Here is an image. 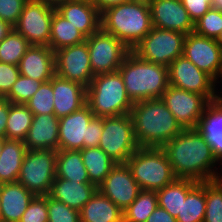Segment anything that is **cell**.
<instances>
[{
	"label": "cell",
	"instance_id": "obj_1",
	"mask_svg": "<svg viewBox=\"0 0 222 222\" xmlns=\"http://www.w3.org/2000/svg\"><path fill=\"white\" fill-rule=\"evenodd\" d=\"M162 149L177 178H189L198 182L222 178L212 169L218 162L212 147L197 129H184Z\"/></svg>",
	"mask_w": 222,
	"mask_h": 222
},
{
	"label": "cell",
	"instance_id": "obj_2",
	"mask_svg": "<svg viewBox=\"0 0 222 222\" xmlns=\"http://www.w3.org/2000/svg\"><path fill=\"white\" fill-rule=\"evenodd\" d=\"M130 115L139 147L162 148L184 130L161 99L135 102Z\"/></svg>",
	"mask_w": 222,
	"mask_h": 222
},
{
	"label": "cell",
	"instance_id": "obj_3",
	"mask_svg": "<svg viewBox=\"0 0 222 222\" xmlns=\"http://www.w3.org/2000/svg\"><path fill=\"white\" fill-rule=\"evenodd\" d=\"M101 29L122 41L131 51L151 31L148 0H130L104 9Z\"/></svg>",
	"mask_w": 222,
	"mask_h": 222
},
{
	"label": "cell",
	"instance_id": "obj_4",
	"mask_svg": "<svg viewBox=\"0 0 222 222\" xmlns=\"http://www.w3.org/2000/svg\"><path fill=\"white\" fill-rule=\"evenodd\" d=\"M118 71L133 103L161 99L169 86L168 67L145 61L130 51Z\"/></svg>",
	"mask_w": 222,
	"mask_h": 222
},
{
	"label": "cell",
	"instance_id": "obj_5",
	"mask_svg": "<svg viewBox=\"0 0 222 222\" xmlns=\"http://www.w3.org/2000/svg\"><path fill=\"white\" fill-rule=\"evenodd\" d=\"M86 104L96 117L130 114L134 105L119 71L95 75L86 88Z\"/></svg>",
	"mask_w": 222,
	"mask_h": 222
},
{
	"label": "cell",
	"instance_id": "obj_6",
	"mask_svg": "<svg viewBox=\"0 0 222 222\" xmlns=\"http://www.w3.org/2000/svg\"><path fill=\"white\" fill-rule=\"evenodd\" d=\"M126 164L141 190L157 191L177 178L162 148L139 147Z\"/></svg>",
	"mask_w": 222,
	"mask_h": 222
},
{
	"label": "cell",
	"instance_id": "obj_7",
	"mask_svg": "<svg viewBox=\"0 0 222 222\" xmlns=\"http://www.w3.org/2000/svg\"><path fill=\"white\" fill-rule=\"evenodd\" d=\"M57 151L52 149L27 150L18 182L35 196L48 195L56 177Z\"/></svg>",
	"mask_w": 222,
	"mask_h": 222
},
{
	"label": "cell",
	"instance_id": "obj_8",
	"mask_svg": "<svg viewBox=\"0 0 222 222\" xmlns=\"http://www.w3.org/2000/svg\"><path fill=\"white\" fill-rule=\"evenodd\" d=\"M98 147L116 163H126L139 148L131 115L103 117V131Z\"/></svg>",
	"mask_w": 222,
	"mask_h": 222
},
{
	"label": "cell",
	"instance_id": "obj_9",
	"mask_svg": "<svg viewBox=\"0 0 222 222\" xmlns=\"http://www.w3.org/2000/svg\"><path fill=\"white\" fill-rule=\"evenodd\" d=\"M185 37V34L177 31L152 27L132 52L145 61L168 67L183 55Z\"/></svg>",
	"mask_w": 222,
	"mask_h": 222
},
{
	"label": "cell",
	"instance_id": "obj_10",
	"mask_svg": "<svg viewBox=\"0 0 222 222\" xmlns=\"http://www.w3.org/2000/svg\"><path fill=\"white\" fill-rule=\"evenodd\" d=\"M94 75L118 71L126 55L131 51L122 41L101 28L86 38Z\"/></svg>",
	"mask_w": 222,
	"mask_h": 222
},
{
	"label": "cell",
	"instance_id": "obj_11",
	"mask_svg": "<svg viewBox=\"0 0 222 222\" xmlns=\"http://www.w3.org/2000/svg\"><path fill=\"white\" fill-rule=\"evenodd\" d=\"M54 10L55 7L44 2L29 0L14 29L31 45L49 46Z\"/></svg>",
	"mask_w": 222,
	"mask_h": 222
},
{
	"label": "cell",
	"instance_id": "obj_12",
	"mask_svg": "<svg viewBox=\"0 0 222 222\" xmlns=\"http://www.w3.org/2000/svg\"><path fill=\"white\" fill-rule=\"evenodd\" d=\"M161 100L183 129H196L210 101L203 95L168 86Z\"/></svg>",
	"mask_w": 222,
	"mask_h": 222
},
{
	"label": "cell",
	"instance_id": "obj_13",
	"mask_svg": "<svg viewBox=\"0 0 222 222\" xmlns=\"http://www.w3.org/2000/svg\"><path fill=\"white\" fill-rule=\"evenodd\" d=\"M169 85L201 94L210 102L218 99L215 81L183 55L168 66Z\"/></svg>",
	"mask_w": 222,
	"mask_h": 222
},
{
	"label": "cell",
	"instance_id": "obj_14",
	"mask_svg": "<svg viewBox=\"0 0 222 222\" xmlns=\"http://www.w3.org/2000/svg\"><path fill=\"white\" fill-rule=\"evenodd\" d=\"M183 56L208 74L215 82L222 77V48L216 39L191 32L186 35Z\"/></svg>",
	"mask_w": 222,
	"mask_h": 222
},
{
	"label": "cell",
	"instance_id": "obj_15",
	"mask_svg": "<svg viewBox=\"0 0 222 222\" xmlns=\"http://www.w3.org/2000/svg\"><path fill=\"white\" fill-rule=\"evenodd\" d=\"M55 53V74L87 88L95 76L91 70L87 42L61 48Z\"/></svg>",
	"mask_w": 222,
	"mask_h": 222
},
{
	"label": "cell",
	"instance_id": "obj_16",
	"mask_svg": "<svg viewBox=\"0 0 222 222\" xmlns=\"http://www.w3.org/2000/svg\"><path fill=\"white\" fill-rule=\"evenodd\" d=\"M98 190L124 211L138 196L140 186L126 163H116Z\"/></svg>",
	"mask_w": 222,
	"mask_h": 222
},
{
	"label": "cell",
	"instance_id": "obj_17",
	"mask_svg": "<svg viewBox=\"0 0 222 222\" xmlns=\"http://www.w3.org/2000/svg\"><path fill=\"white\" fill-rule=\"evenodd\" d=\"M152 26L185 35L194 32V23L181 0H148Z\"/></svg>",
	"mask_w": 222,
	"mask_h": 222
},
{
	"label": "cell",
	"instance_id": "obj_18",
	"mask_svg": "<svg viewBox=\"0 0 222 222\" xmlns=\"http://www.w3.org/2000/svg\"><path fill=\"white\" fill-rule=\"evenodd\" d=\"M94 116L85 104L79 110L60 118L58 150H82L87 126Z\"/></svg>",
	"mask_w": 222,
	"mask_h": 222
},
{
	"label": "cell",
	"instance_id": "obj_19",
	"mask_svg": "<svg viewBox=\"0 0 222 222\" xmlns=\"http://www.w3.org/2000/svg\"><path fill=\"white\" fill-rule=\"evenodd\" d=\"M55 10L87 38L101 28V12L89 0H66Z\"/></svg>",
	"mask_w": 222,
	"mask_h": 222
},
{
	"label": "cell",
	"instance_id": "obj_20",
	"mask_svg": "<svg viewBox=\"0 0 222 222\" xmlns=\"http://www.w3.org/2000/svg\"><path fill=\"white\" fill-rule=\"evenodd\" d=\"M18 68L20 75L47 82L55 75V53L49 46L31 45Z\"/></svg>",
	"mask_w": 222,
	"mask_h": 222
},
{
	"label": "cell",
	"instance_id": "obj_21",
	"mask_svg": "<svg viewBox=\"0 0 222 222\" xmlns=\"http://www.w3.org/2000/svg\"><path fill=\"white\" fill-rule=\"evenodd\" d=\"M54 93V114L60 119L86 104V88L81 84L54 75L51 78Z\"/></svg>",
	"mask_w": 222,
	"mask_h": 222
},
{
	"label": "cell",
	"instance_id": "obj_22",
	"mask_svg": "<svg viewBox=\"0 0 222 222\" xmlns=\"http://www.w3.org/2000/svg\"><path fill=\"white\" fill-rule=\"evenodd\" d=\"M59 118L55 114L34 115L24 140L27 150L52 149L58 151Z\"/></svg>",
	"mask_w": 222,
	"mask_h": 222
},
{
	"label": "cell",
	"instance_id": "obj_23",
	"mask_svg": "<svg viewBox=\"0 0 222 222\" xmlns=\"http://www.w3.org/2000/svg\"><path fill=\"white\" fill-rule=\"evenodd\" d=\"M34 196L18 181L0 184V222H19Z\"/></svg>",
	"mask_w": 222,
	"mask_h": 222
},
{
	"label": "cell",
	"instance_id": "obj_24",
	"mask_svg": "<svg viewBox=\"0 0 222 222\" xmlns=\"http://www.w3.org/2000/svg\"><path fill=\"white\" fill-rule=\"evenodd\" d=\"M97 190L92 183H79L55 177L48 195L80 211Z\"/></svg>",
	"mask_w": 222,
	"mask_h": 222
},
{
	"label": "cell",
	"instance_id": "obj_25",
	"mask_svg": "<svg viewBox=\"0 0 222 222\" xmlns=\"http://www.w3.org/2000/svg\"><path fill=\"white\" fill-rule=\"evenodd\" d=\"M196 129L212 147L217 161H222V103L218 99L208 104Z\"/></svg>",
	"mask_w": 222,
	"mask_h": 222
},
{
	"label": "cell",
	"instance_id": "obj_26",
	"mask_svg": "<svg viewBox=\"0 0 222 222\" xmlns=\"http://www.w3.org/2000/svg\"><path fill=\"white\" fill-rule=\"evenodd\" d=\"M80 222H123V211L97 190L80 210Z\"/></svg>",
	"mask_w": 222,
	"mask_h": 222
},
{
	"label": "cell",
	"instance_id": "obj_27",
	"mask_svg": "<svg viewBox=\"0 0 222 222\" xmlns=\"http://www.w3.org/2000/svg\"><path fill=\"white\" fill-rule=\"evenodd\" d=\"M198 183V181L189 178H176L169 185L156 191L158 206L176 218L181 211L182 202L185 201L187 194Z\"/></svg>",
	"mask_w": 222,
	"mask_h": 222
},
{
	"label": "cell",
	"instance_id": "obj_28",
	"mask_svg": "<svg viewBox=\"0 0 222 222\" xmlns=\"http://www.w3.org/2000/svg\"><path fill=\"white\" fill-rule=\"evenodd\" d=\"M26 151L24 141L5 140L0 154V184L18 181Z\"/></svg>",
	"mask_w": 222,
	"mask_h": 222
},
{
	"label": "cell",
	"instance_id": "obj_29",
	"mask_svg": "<svg viewBox=\"0 0 222 222\" xmlns=\"http://www.w3.org/2000/svg\"><path fill=\"white\" fill-rule=\"evenodd\" d=\"M56 178L90 183L80 150L57 151Z\"/></svg>",
	"mask_w": 222,
	"mask_h": 222
},
{
	"label": "cell",
	"instance_id": "obj_30",
	"mask_svg": "<svg viewBox=\"0 0 222 222\" xmlns=\"http://www.w3.org/2000/svg\"><path fill=\"white\" fill-rule=\"evenodd\" d=\"M80 152L90 183L98 188L116 165V162L100 147L83 148Z\"/></svg>",
	"mask_w": 222,
	"mask_h": 222
},
{
	"label": "cell",
	"instance_id": "obj_31",
	"mask_svg": "<svg viewBox=\"0 0 222 222\" xmlns=\"http://www.w3.org/2000/svg\"><path fill=\"white\" fill-rule=\"evenodd\" d=\"M84 41H86V37L82 32L54 10L49 47L55 52L61 48L77 45Z\"/></svg>",
	"mask_w": 222,
	"mask_h": 222
},
{
	"label": "cell",
	"instance_id": "obj_32",
	"mask_svg": "<svg viewBox=\"0 0 222 222\" xmlns=\"http://www.w3.org/2000/svg\"><path fill=\"white\" fill-rule=\"evenodd\" d=\"M206 211L205 182H199L182 202L177 222H203Z\"/></svg>",
	"mask_w": 222,
	"mask_h": 222
},
{
	"label": "cell",
	"instance_id": "obj_33",
	"mask_svg": "<svg viewBox=\"0 0 222 222\" xmlns=\"http://www.w3.org/2000/svg\"><path fill=\"white\" fill-rule=\"evenodd\" d=\"M33 117V113L25 104H13L10 102L5 138L24 141L33 121Z\"/></svg>",
	"mask_w": 222,
	"mask_h": 222
},
{
	"label": "cell",
	"instance_id": "obj_34",
	"mask_svg": "<svg viewBox=\"0 0 222 222\" xmlns=\"http://www.w3.org/2000/svg\"><path fill=\"white\" fill-rule=\"evenodd\" d=\"M157 206V192L141 190L137 198L123 211V222H146Z\"/></svg>",
	"mask_w": 222,
	"mask_h": 222
},
{
	"label": "cell",
	"instance_id": "obj_35",
	"mask_svg": "<svg viewBox=\"0 0 222 222\" xmlns=\"http://www.w3.org/2000/svg\"><path fill=\"white\" fill-rule=\"evenodd\" d=\"M30 46L27 39L13 28L0 42V62L18 66Z\"/></svg>",
	"mask_w": 222,
	"mask_h": 222
},
{
	"label": "cell",
	"instance_id": "obj_36",
	"mask_svg": "<svg viewBox=\"0 0 222 222\" xmlns=\"http://www.w3.org/2000/svg\"><path fill=\"white\" fill-rule=\"evenodd\" d=\"M206 211L203 222H222V178L205 181Z\"/></svg>",
	"mask_w": 222,
	"mask_h": 222
},
{
	"label": "cell",
	"instance_id": "obj_37",
	"mask_svg": "<svg viewBox=\"0 0 222 222\" xmlns=\"http://www.w3.org/2000/svg\"><path fill=\"white\" fill-rule=\"evenodd\" d=\"M54 93L51 79L43 82L34 95L25 103L33 115L54 114Z\"/></svg>",
	"mask_w": 222,
	"mask_h": 222
},
{
	"label": "cell",
	"instance_id": "obj_38",
	"mask_svg": "<svg viewBox=\"0 0 222 222\" xmlns=\"http://www.w3.org/2000/svg\"><path fill=\"white\" fill-rule=\"evenodd\" d=\"M41 84V81L19 75L10 92L4 98L13 104H25Z\"/></svg>",
	"mask_w": 222,
	"mask_h": 222
},
{
	"label": "cell",
	"instance_id": "obj_39",
	"mask_svg": "<svg viewBox=\"0 0 222 222\" xmlns=\"http://www.w3.org/2000/svg\"><path fill=\"white\" fill-rule=\"evenodd\" d=\"M222 31V11L210 8L194 23V32L212 39H217Z\"/></svg>",
	"mask_w": 222,
	"mask_h": 222
},
{
	"label": "cell",
	"instance_id": "obj_40",
	"mask_svg": "<svg viewBox=\"0 0 222 222\" xmlns=\"http://www.w3.org/2000/svg\"><path fill=\"white\" fill-rule=\"evenodd\" d=\"M48 222H80V211L47 195Z\"/></svg>",
	"mask_w": 222,
	"mask_h": 222
},
{
	"label": "cell",
	"instance_id": "obj_41",
	"mask_svg": "<svg viewBox=\"0 0 222 222\" xmlns=\"http://www.w3.org/2000/svg\"><path fill=\"white\" fill-rule=\"evenodd\" d=\"M19 222H48L47 195L34 196Z\"/></svg>",
	"mask_w": 222,
	"mask_h": 222
},
{
	"label": "cell",
	"instance_id": "obj_42",
	"mask_svg": "<svg viewBox=\"0 0 222 222\" xmlns=\"http://www.w3.org/2000/svg\"><path fill=\"white\" fill-rule=\"evenodd\" d=\"M29 0H0V19L15 26Z\"/></svg>",
	"mask_w": 222,
	"mask_h": 222
},
{
	"label": "cell",
	"instance_id": "obj_43",
	"mask_svg": "<svg viewBox=\"0 0 222 222\" xmlns=\"http://www.w3.org/2000/svg\"><path fill=\"white\" fill-rule=\"evenodd\" d=\"M20 75L17 65L0 62V95L5 97Z\"/></svg>",
	"mask_w": 222,
	"mask_h": 222
},
{
	"label": "cell",
	"instance_id": "obj_44",
	"mask_svg": "<svg viewBox=\"0 0 222 222\" xmlns=\"http://www.w3.org/2000/svg\"><path fill=\"white\" fill-rule=\"evenodd\" d=\"M103 131V117L94 116L87 126L86 139L83 148L98 147Z\"/></svg>",
	"mask_w": 222,
	"mask_h": 222
},
{
	"label": "cell",
	"instance_id": "obj_45",
	"mask_svg": "<svg viewBox=\"0 0 222 222\" xmlns=\"http://www.w3.org/2000/svg\"><path fill=\"white\" fill-rule=\"evenodd\" d=\"M181 2L193 23L211 8V0H181Z\"/></svg>",
	"mask_w": 222,
	"mask_h": 222
},
{
	"label": "cell",
	"instance_id": "obj_46",
	"mask_svg": "<svg viewBox=\"0 0 222 222\" xmlns=\"http://www.w3.org/2000/svg\"><path fill=\"white\" fill-rule=\"evenodd\" d=\"M146 222H177L176 218L171 216L165 209L156 207L154 212L148 217Z\"/></svg>",
	"mask_w": 222,
	"mask_h": 222
},
{
	"label": "cell",
	"instance_id": "obj_47",
	"mask_svg": "<svg viewBox=\"0 0 222 222\" xmlns=\"http://www.w3.org/2000/svg\"><path fill=\"white\" fill-rule=\"evenodd\" d=\"M10 102L3 98L0 101V136L5 137L6 122L9 115Z\"/></svg>",
	"mask_w": 222,
	"mask_h": 222
},
{
	"label": "cell",
	"instance_id": "obj_48",
	"mask_svg": "<svg viewBox=\"0 0 222 222\" xmlns=\"http://www.w3.org/2000/svg\"><path fill=\"white\" fill-rule=\"evenodd\" d=\"M100 12L104 9L118 5L120 3H125L130 0H89Z\"/></svg>",
	"mask_w": 222,
	"mask_h": 222
},
{
	"label": "cell",
	"instance_id": "obj_49",
	"mask_svg": "<svg viewBox=\"0 0 222 222\" xmlns=\"http://www.w3.org/2000/svg\"><path fill=\"white\" fill-rule=\"evenodd\" d=\"M14 27L0 19V42L12 31Z\"/></svg>",
	"mask_w": 222,
	"mask_h": 222
},
{
	"label": "cell",
	"instance_id": "obj_50",
	"mask_svg": "<svg viewBox=\"0 0 222 222\" xmlns=\"http://www.w3.org/2000/svg\"><path fill=\"white\" fill-rule=\"evenodd\" d=\"M35 1H41V2H44L48 5L56 7L57 5L61 4L62 2L66 1V0H35Z\"/></svg>",
	"mask_w": 222,
	"mask_h": 222
},
{
	"label": "cell",
	"instance_id": "obj_51",
	"mask_svg": "<svg viewBox=\"0 0 222 222\" xmlns=\"http://www.w3.org/2000/svg\"><path fill=\"white\" fill-rule=\"evenodd\" d=\"M211 8L222 11V0H211Z\"/></svg>",
	"mask_w": 222,
	"mask_h": 222
},
{
	"label": "cell",
	"instance_id": "obj_52",
	"mask_svg": "<svg viewBox=\"0 0 222 222\" xmlns=\"http://www.w3.org/2000/svg\"><path fill=\"white\" fill-rule=\"evenodd\" d=\"M5 140H6L5 137L0 136V154H1V152H2V148H3V146H4Z\"/></svg>",
	"mask_w": 222,
	"mask_h": 222
},
{
	"label": "cell",
	"instance_id": "obj_53",
	"mask_svg": "<svg viewBox=\"0 0 222 222\" xmlns=\"http://www.w3.org/2000/svg\"><path fill=\"white\" fill-rule=\"evenodd\" d=\"M216 42L220 45V47L222 48V31L220 33V35L218 36V38L216 39Z\"/></svg>",
	"mask_w": 222,
	"mask_h": 222
},
{
	"label": "cell",
	"instance_id": "obj_54",
	"mask_svg": "<svg viewBox=\"0 0 222 222\" xmlns=\"http://www.w3.org/2000/svg\"><path fill=\"white\" fill-rule=\"evenodd\" d=\"M218 100L222 103V97H221V94L218 95Z\"/></svg>",
	"mask_w": 222,
	"mask_h": 222
}]
</instances>
